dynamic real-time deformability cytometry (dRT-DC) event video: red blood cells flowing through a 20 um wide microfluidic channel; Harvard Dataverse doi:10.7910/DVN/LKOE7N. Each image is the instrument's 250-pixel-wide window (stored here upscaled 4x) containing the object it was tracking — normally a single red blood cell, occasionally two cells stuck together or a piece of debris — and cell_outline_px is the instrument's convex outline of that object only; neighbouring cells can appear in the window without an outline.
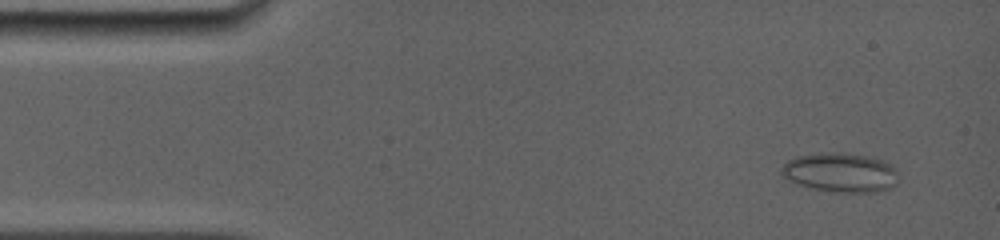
{"species": "common noctule bat (a hibernating species)", "species_latin": "Nyctalus noctula", "temperature_condition": "room temperature", "stored_images_in_passage": 35, "camera_frame_rate_fps": 5000, "um_per_image_px": 0.085, "animal": {"sex": "female", "body_mass_g": 19.0, "forearm_length_mm": 56.7}, "frame": {"image": 1, "passage_image": 3, "time_ms": 1.0, "image_size_px": [1000, 240], "cell_outline_px": [[896, 184], [888, 188], [872, 192], [836, 192], [812, 188], [800, 184], [784, 176], [780, 172], [780, 168], [788, 160], [796, 156], [820, 152], [844, 152], [868, 156], [884, 160], [892, 164], [896, 168]], "centroid_in_image_um": [71.44, 14.63], "position_along_channel_um": 13.6, "area_um2": 26.76}}
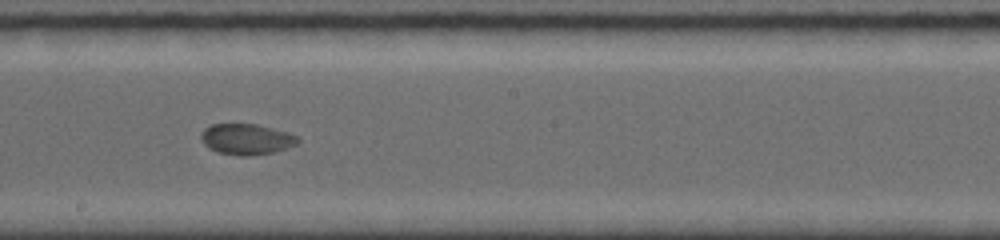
{"frame": {"image": 2, "passage_image": 18, "time_ms": 9.0, "image_size_px": [1000, 240], "cell_outline_px": [[300, 140], [296, 144], [272, 152], [248, 156], [240, 156], [216, 152], [208, 148], [204, 144], [200, 136], [200, 132], [204, 128], [212, 124], [256, 124], [288, 132], [296, 136]], "centroid_in_image_um": [20.89, 11.83], "position_along_channel_um": 227.3, "area_um2": 17.34}}
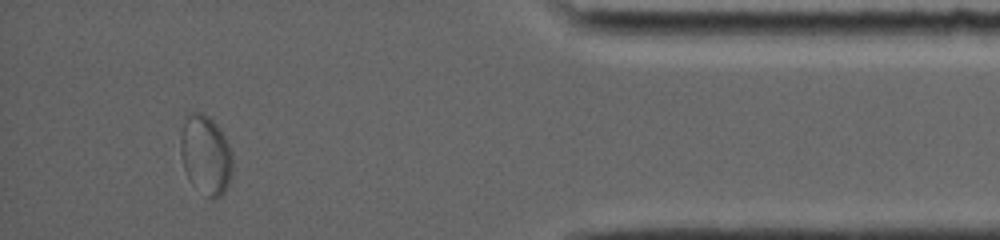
{"frame": {"image": 3, "passage_image": 29, "time_ms": 14.8, "image_size_px": [1000, 240], "cell_outline_px": [[232, 172], [228, 184], [224, 192], [216, 200], [212, 200], [188, 180], [184, 168], [180, 152], [180, 136], [184, 112], [200, 112], [208, 116], [220, 128], [232, 152]], "centroid_in_image_um": [17.46, 13.13], "position_along_channel_um": 417.7, "area_um2": 24.45}}